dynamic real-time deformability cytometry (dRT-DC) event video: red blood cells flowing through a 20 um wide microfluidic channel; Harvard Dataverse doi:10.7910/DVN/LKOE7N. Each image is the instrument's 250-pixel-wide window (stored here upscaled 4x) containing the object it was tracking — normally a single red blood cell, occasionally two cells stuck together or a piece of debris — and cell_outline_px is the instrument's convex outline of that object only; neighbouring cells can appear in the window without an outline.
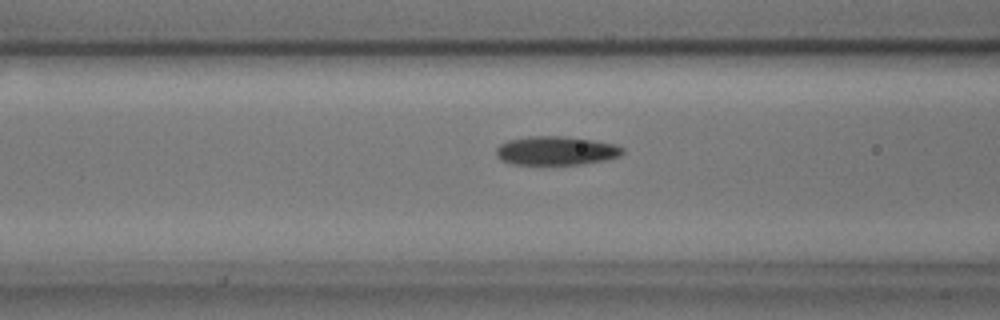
{"species": "common noctule bat (a hibernating species)", "species_latin": "Nyctalus noctula", "temperature_condition": "cold", "stored_images_in_passage": 38, "camera_frame_rate_fps": 3000, "um_per_image_px": 0.085, "animal": {"sex": "male", "body_mass_g": 17.9, "forearm_length_mm": 54.2}, "frame": {"image": 1, "passage_image": 12, "time_ms": 3.667, "image_size_px": [1000, 320], "cell_outline_px": [[624, 152], [620, 156], [608, 160], [580, 164], [512, 164], [500, 160], [496, 156], [496, 148], [500, 144], [508, 140], [528, 136], [564, 136], [592, 140], [616, 144], [624, 148]], "centroid_in_image_um": [47.27, 12.81], "position_along_channel_um": 119.3, "area_um2": 21.39}}
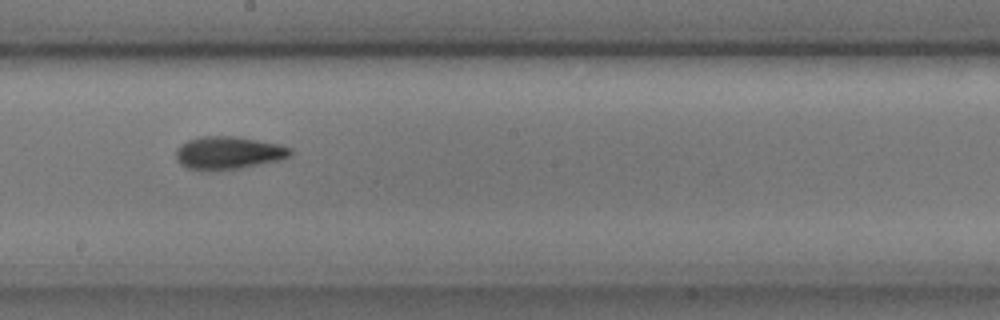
{"frame": {"image": 2, "passage_image": 21, "time_ms": 6.667, "image_size_px": [1000, 320], "cell_outline_px": [[292, 152], [288, 156], [280, 160], [240, 168], [188, 168], [180, 164], [176, 160], [176, 148], [180, 144], [188, 140], [200, 136], [236, 136], [280, 144], [292, 148]], "centroid_in_image_um": [19.42, 12.95], "position_along_channel_um": 228.8, "area_um2": 21.44}}
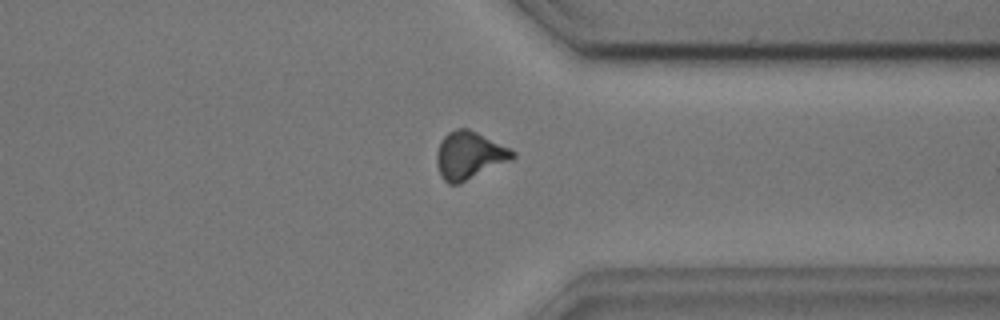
{"frame": {"image": 3, "passage_image": 33, "time_ms": 10.667, "image_size_px": [1000, 320], "cell_outline_px": [[516, 156], [460, 184], [448, 184], [440, 176], [436, 164], [436, 152], [440, 140], [448, 132], [456, 128], [468, 128], [516, 152]], "centroid_in_image_um": [39.81, 13.21], "position_along_channel_um": 371.6, "area_um2": 20.81}, "authors_computed_cell_mechanics": {"area_um2": 21.1837, "velocity_mm_per_s": 3.6374, "shape_relaxation_time_tau1_ms": 3.1019, "shape_relaxation_time_tau2_ms": 4.347, "deformation_change_tau1": 0.1003, "deformation_change_tau2": 0.1073}}